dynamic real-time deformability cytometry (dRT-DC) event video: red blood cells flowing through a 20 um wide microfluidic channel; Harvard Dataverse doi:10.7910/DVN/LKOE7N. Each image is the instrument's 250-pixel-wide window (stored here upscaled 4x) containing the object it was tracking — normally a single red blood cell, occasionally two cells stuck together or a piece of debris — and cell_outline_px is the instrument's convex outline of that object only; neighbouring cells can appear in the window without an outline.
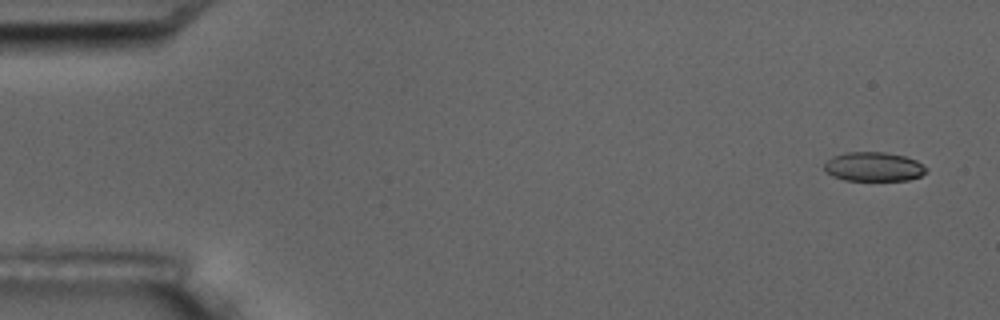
{"species": "common noctule bat (a hibernating species)", "species_latin": "Nyctalus noctula", "temperature_condition": "room temperature", "stored_images_in_passage": 5, "camera_frame_rate_fps": 3000, "um_per_image_px": 0.085, "animal": {"sex": "male", "body_mass_g": 17.5, "forearm_length_mm": 52.3}, "frame": {"image": 1, "passage_image": 1, "time_ms": 0.0, "image_size_px": [1000, 320], "cell_outline_px": [[928, 168], [920, 176], [908, 180], [844, 180], [832, 176], [824, 168], [824, 164], [832, 156], [844, 152], [884, 152], [904, 156], [916, 160]], "centroid_in_image_um": [74.25, 14.16], "position_along_channel_um": 10.8, "area_um2": 17.28}}
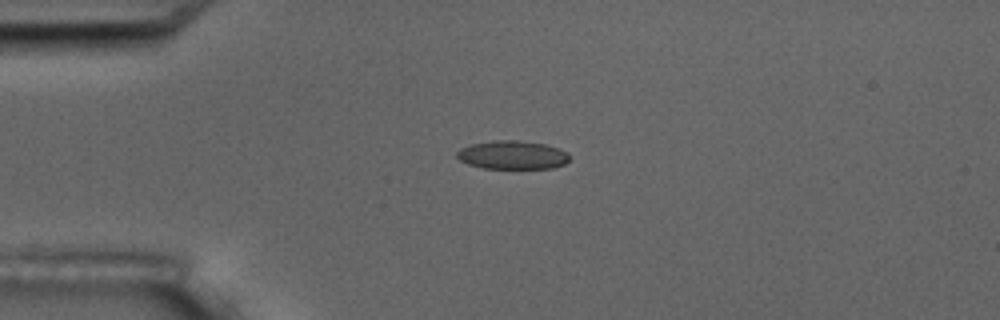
{"frame": {"image": 2, "passage_image": 4, "time_ms": 3.667, "image_size_px": [1000, 320], "cell_outline_px": [[568, 160], [564, 164], [552, 168], [484, 168], [468, 164], [460, 160], [456, 156], [456, 152], [460, 148], [472, 144], [492, 140], [516, 140], [544, 144], [560, 148], [568, 152]], "centroid_in_image_um": [43.54, 13.16], "position_along_channel_um": 41.5, "area_um2": 18.67}}